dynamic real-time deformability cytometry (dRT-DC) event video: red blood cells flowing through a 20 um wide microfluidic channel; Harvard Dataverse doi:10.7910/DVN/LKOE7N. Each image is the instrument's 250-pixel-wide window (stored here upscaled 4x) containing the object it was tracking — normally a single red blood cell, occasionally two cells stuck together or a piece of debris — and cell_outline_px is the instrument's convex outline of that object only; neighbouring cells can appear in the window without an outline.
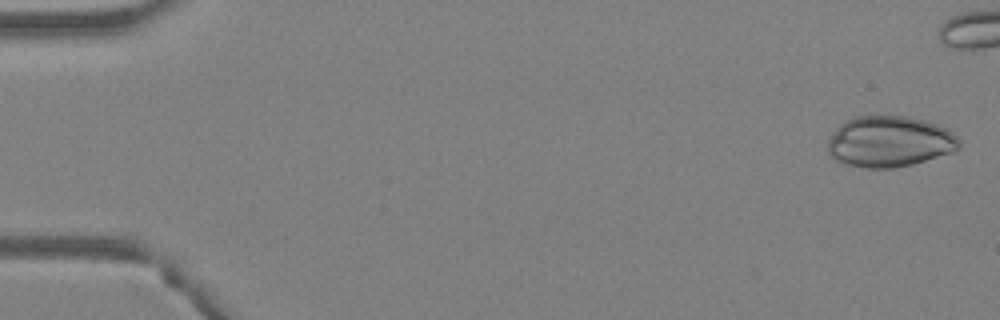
{"species": "Egyptian fruit bat (a non-hibernating species)", "species_latin": "Rousettus aegyptiacus", "temperature_condition": "warm", "stored_images_in_passage": 39, "camera_frame_rate_fps": 3000, "um_per_image_px": 0.085, "animal": {"sex": "female"}, "frame": {"image": 1, "passage_image": 1, "time_ms": 0.0, "image_size_px": [1000, 320], "cell_outline_px": [[960, 148], [952, 152], [912, 164], [892, 168], [868, 168], [848, 164], [836, 160], [828, 152], [828, 140], [832, 132], [840, 124], [856, 116], [904, 116], [924, 120], [948, 128], [960, 140]], "centroid_in_image_um": [75.62, 12.03], "position_along_channel_um": 9.4, "area_um2": 38.9}}
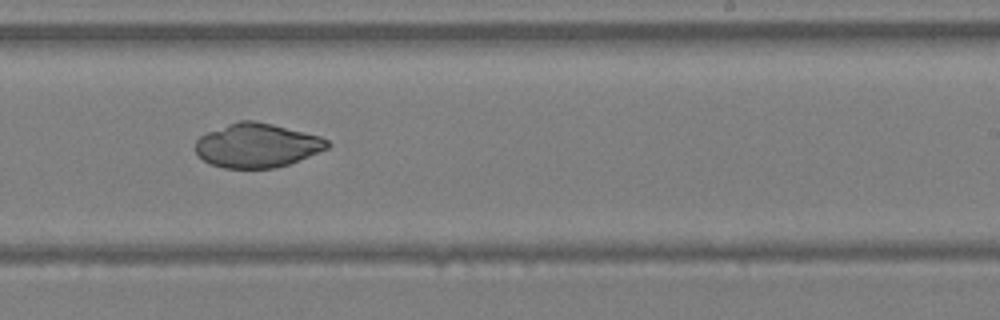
{"frame": {"image": 2, "passage_image": 28, "time_ms": 9.0, "image_size_px": [1000, 320], "cell_outline_px": [[332, 144], [328, 148], [288, 164], [272, 168], [224, 168], [212, 164], [204, 160], [196, 152], [196, 140], [200, 136], [208, 132], [228, 124], [240, 120], [252, 120], [272, 124], [320, 136], [328, 140]], "centroid_in_image_um": [21.86, 12.36], "position_along_channel_um": 267.1, "area_um2": 33.52}}
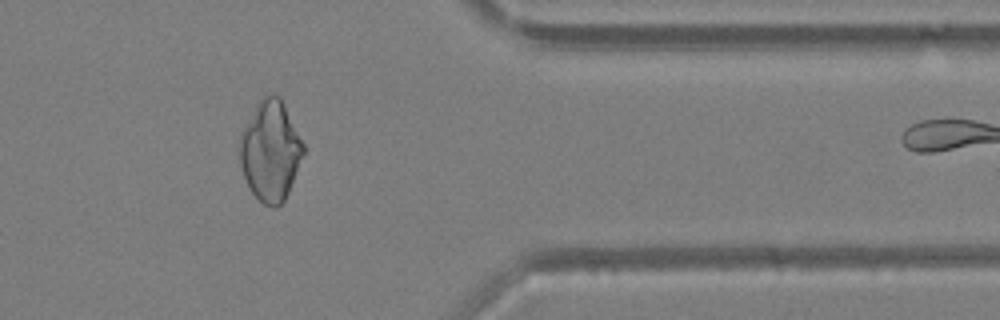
{"frame": {"image": 3, "passage_image": 37, "time_ms": 12.0, "image_size_px": [1000, 320], "cell_outline_px": [[304, 152], [288, 192], [284, 200], [276, 208], [272, 208], [264, 204], [252, 192], [244, 176], [240, 164], [240, 132], [256, 104], [264, 96], [272, 92], [280, 96], [304, 144]], "centroid_in_image_um": [22.97, 12.79], "position_along_channel_um": 388.4, "area_um2": 36.88}}